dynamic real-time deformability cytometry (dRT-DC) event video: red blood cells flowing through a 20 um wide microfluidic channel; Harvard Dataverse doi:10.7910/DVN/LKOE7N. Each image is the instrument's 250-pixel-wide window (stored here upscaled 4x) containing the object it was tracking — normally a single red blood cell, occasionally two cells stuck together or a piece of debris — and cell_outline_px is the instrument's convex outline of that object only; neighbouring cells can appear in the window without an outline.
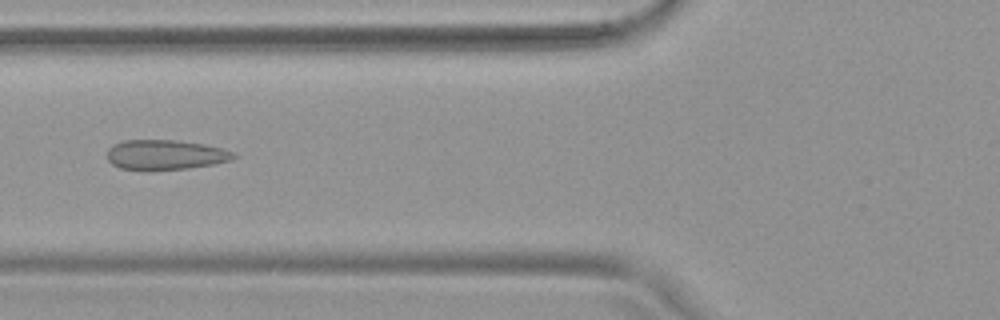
{"species": "common noctule bat (a hibernating species)", "species_latin": "Nyctalus noctula", "temperature_condition": "warm", "stored_images_in_passage": 53, "camera_frame_rate_fps": 3000, "um_per_image_px": 0.085, "animal": {"sex": "female", "body_mass_g": 19.9}, "frame": {"image": 1, "passage_image": 21, "time_ms": 6.667, "image_size_px": [1000, 320], "cell_outline_px": [[236, 156], [232, 160], [212, 164], [188, 168], [120, 168], [112, 164], [108, 160], [108, 148], [112, 144], [124, 140], [176, 140], [204, 144], [224, 148], [236, 152]], "centroid_in_image_um": [14.1, 13.12], "position_along_channel_um": 111.7, "area_um2": 21.62}}
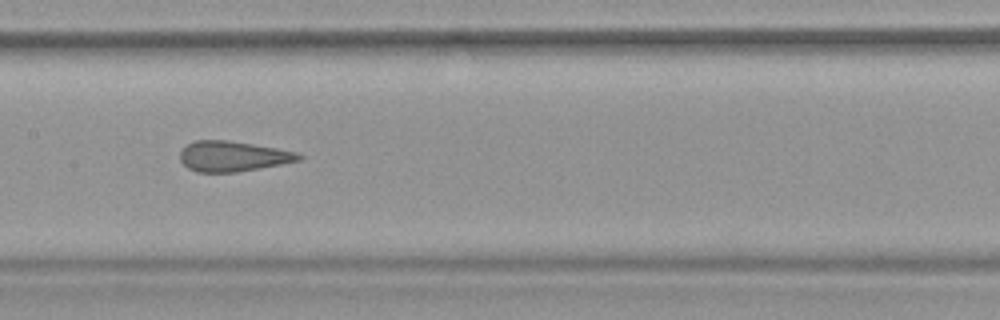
{"frame": {"image": 2, "passage_image": 27, "time_ms": 8.667, "image_size_px": [1000, 320], "cell_outline_px": [[304, 156], [300, 160], [280, 164], [236, 172], [196, 172], [188, 168], [180, 160], [180, 152], [188, 144], [196, 140], [228, 140], [276, 148], [296, 152]], "centroid_in_image_um": [19.77, 13.28], "position_along_channel_um": 187.6, "area_um2": 20.75}}
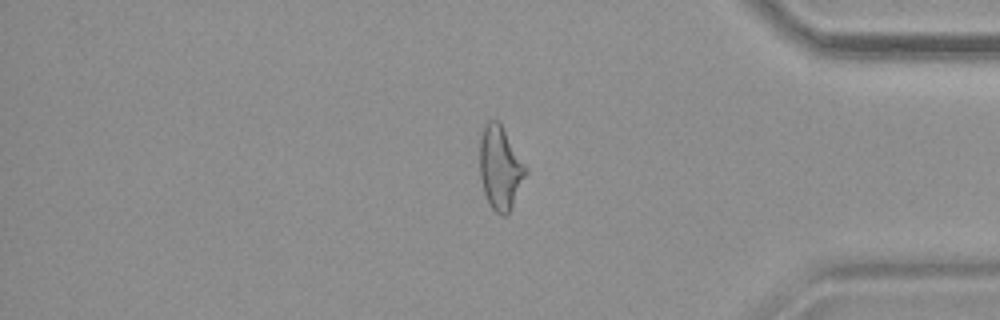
{"frame": {"image": 3, "passage_image": 45, "time_ms": 14.667, "image_size_px": [1000, 320], "cell_outline_px": [[528, 172], [508, 216], [500, 216], [492, 208], [484, 192], [480, 176], [480, 136], [484, 124], [488, 120], [500, 120], [528, 168]], "centroid_in_image_um": [42.54, 14.24], "position_along_channel_um": 392.7, "area_um2": 22.83}, "authors_computed_cell_mechanics": {"area_um2": 22.831, "velocity_mm_per_s": 3.7931, "shape_relaxation_time_tau1_ms": null, "shape_relaxation_time_tau2_ms": 1.0674, "deformation_change_tau1": null, "deformation_change_tau2": 0.1198}}